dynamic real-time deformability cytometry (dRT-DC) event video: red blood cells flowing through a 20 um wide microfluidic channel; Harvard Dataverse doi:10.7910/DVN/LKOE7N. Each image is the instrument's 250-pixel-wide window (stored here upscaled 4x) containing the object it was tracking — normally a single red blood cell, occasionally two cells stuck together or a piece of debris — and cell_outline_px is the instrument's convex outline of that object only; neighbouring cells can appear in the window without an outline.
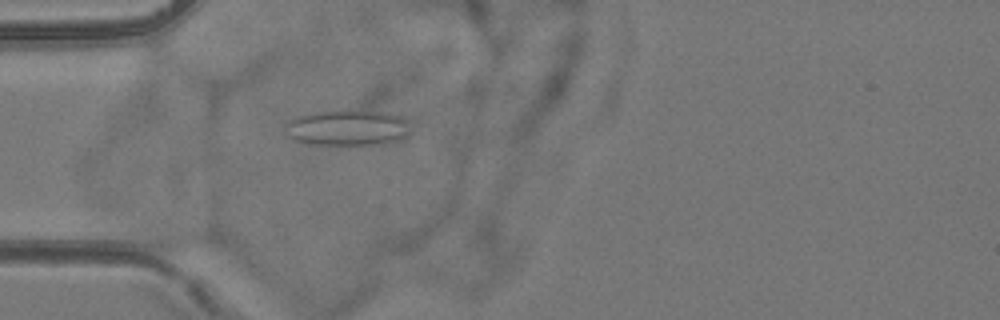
{"species": "common noctule bat (a hibernating species)", "species_latin": "Nyctalus noctula", "temperature_condition": "room temperature", "stored_images_in_passage": 33, "camera_frame_rate_fps": 3000, "um_per_image_px": 0.085, "animal": {"sex": "female", "body_mass_g": 24.6, "forearm_length_mm": 56.2}, "frame": {"image": 1, "passage_image": 17, "time_ms": 5.333, "image_size_px": [1000, 320], "cell_outline_px": [[408, 132], [404, 136], [392, 140], [372, 144], [308, 144], [292, 140], [284, 132], [284, 124], [288, 120], [296, 116], [312, 112], [344, 108], [348, 108], [388, 112], [400, 116], [404, 120]], "centroid_in_image_um": [29.37, 10.8], "position_along_channel_um": 55.6, "area_um2": 26.41}}
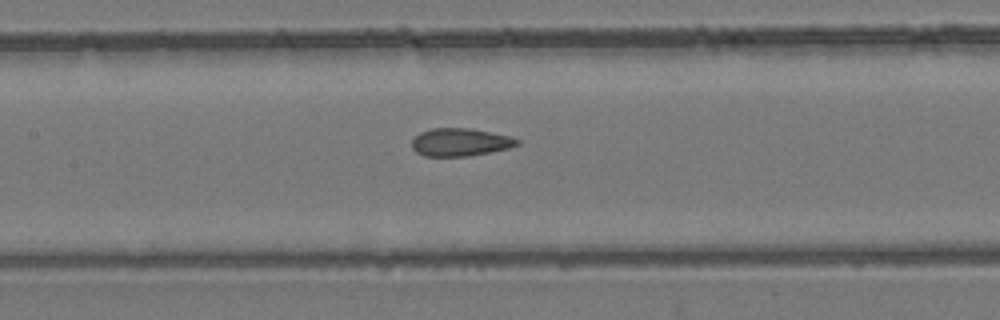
{"frame": {"image": 2, "passage_image": 26, "time_ms": 8.333, "image_size_px": [1000, 320], "cell_outline_px": [[520, 144], [508, 148], [468, 156], [424, 156], [416, 152], [412, 148], [412, 140], [420, 132], [432, 128], [468, 128], [508, 136], [520, 140]], "centroid_in_image_um": [39.08, 12.09], "position_along_channel_um": 168.3, "area_um2": 16.88}}
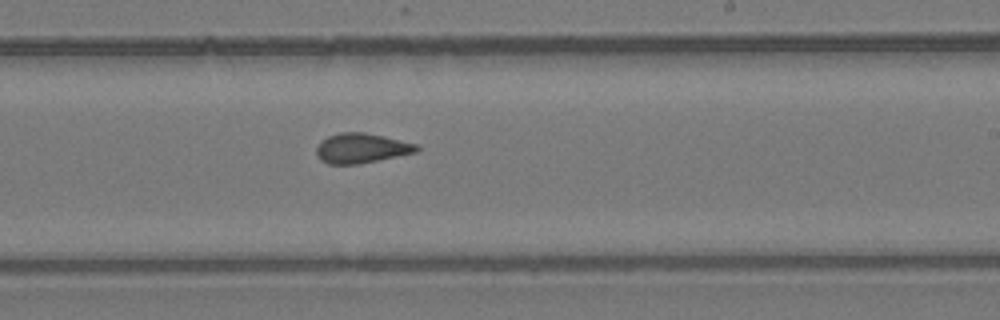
{"frame": {"image": 3, "passage_image": 33, "time_ms": 10.667, "image_size_px": [1000, 320], "cell_outline_px": [[420, 148], [416, 152], [356, 164], [328, 164], [320, 160], [316, 156], [316, 148], [320, 140], [328, 136], [340, 132], [364, 132], [384, 136], [416, 144]], "centroid_in_image_um": [30.66, 12.59], "position_along_channel_um": 258.3, "area_um2": 17.34}}